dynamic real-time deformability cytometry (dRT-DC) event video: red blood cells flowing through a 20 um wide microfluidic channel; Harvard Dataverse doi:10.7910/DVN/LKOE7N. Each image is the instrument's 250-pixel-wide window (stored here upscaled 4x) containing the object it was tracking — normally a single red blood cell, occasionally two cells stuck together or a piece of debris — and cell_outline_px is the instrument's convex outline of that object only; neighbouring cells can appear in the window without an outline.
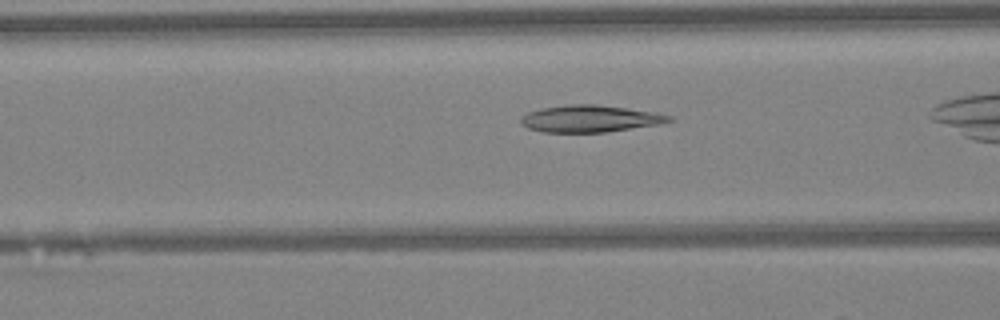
{"species": "Egyptian fruit bat (a non-hibernating species)", "species_latin": "Rousettus aegyptiacus", "temperature_condition": "warm", "stored_images_in_passage": 27, "camera_frame_rate_fps": 3000, "um_per_image_px": 0.085, "animal": {"sex": "female"}, "frame": {"image": 1, "passage_image": 8, "time_ms": 2.333, "image_size_px": [1000, 320], "cell_outline_px": [[676, 120], [660, 124], [604, 132], [544, 132], [528, 128], [520, 120], [520, 116], [528, 112], [540, 108], [568, 104], [596, 104], [656, 112], [672, 116]], "centroid_in_image_um": [50.17, 10.08], "position_along_channel_um": 116.4, "area_um2": 23.29}}